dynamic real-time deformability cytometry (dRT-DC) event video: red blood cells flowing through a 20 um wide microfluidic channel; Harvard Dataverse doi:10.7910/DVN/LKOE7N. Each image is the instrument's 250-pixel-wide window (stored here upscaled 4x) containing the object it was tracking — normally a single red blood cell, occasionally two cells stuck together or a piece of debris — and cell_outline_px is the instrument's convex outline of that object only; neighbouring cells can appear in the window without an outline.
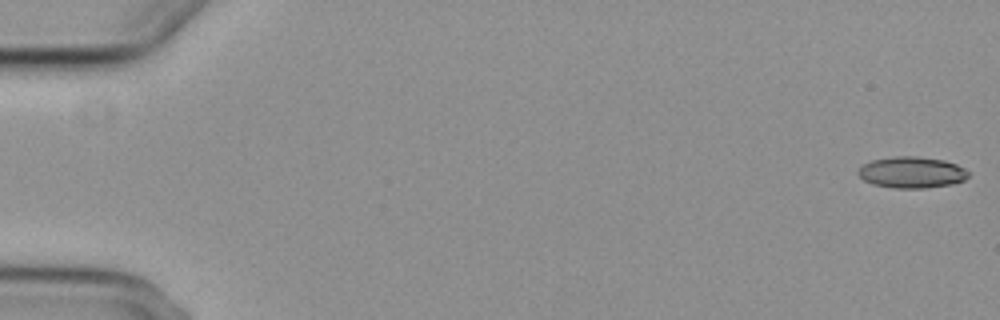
{"species": "common noctule bat (a hibernating species)", "species_latin": "Nyctalus noctula", "temperature_condition": "cold", "stored_images_in_passage": 9, "camera_frame_rate_fps": 3000, "um_per_image_px": 0.085, "animal": {"sex": "female", "body_mass_g": 29.2, "forearm_length_mm": 56.3}, "frame": {"image": 1, "passage_image": 1, "time_ms": 0.0, "image_size_px": [1000, 320], "cell_outline_px": [[968, 176], [964, 180], [952, 184], [924, 188], [892, 188], [872, 184], [864, 180], [856, 172], [864, 164], [872, 160], [896, 156], [916, 156], [944, 160], [956, 164], [964, 168], [968, 172]], "centroid_in_image_um": [77.49, 14.65], "position_along_channel_um": 7.5, "area_um2": 20.06}}
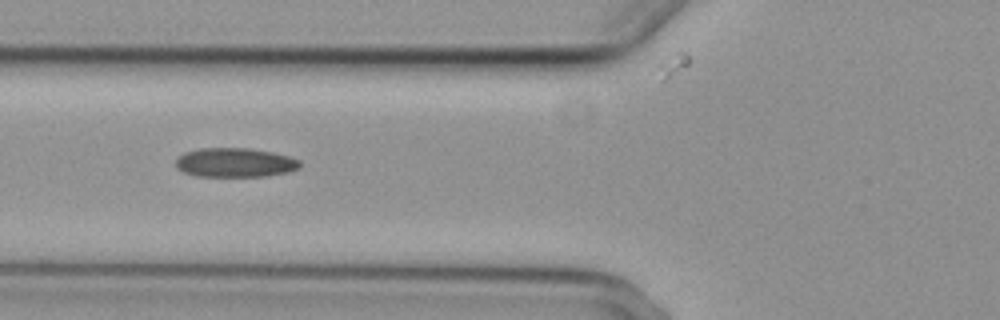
{"frame": {"image": 2, "passage_image": 7, "time_ms": 7.0, "image_size_px": [1000, 320], "cell_outline_px": [[300, 168], [288, 172], [268, 176], [196, 176], [184, 172], [176, 168], [176, 160], [184, 152], [200, 148], [248, 148], [272, 152], [288, 156], [300, 160]], "centroid_in_image_um": [19.98, 13.82], "position_along_channel_um": 105.8, "area_um2": 21.15}}
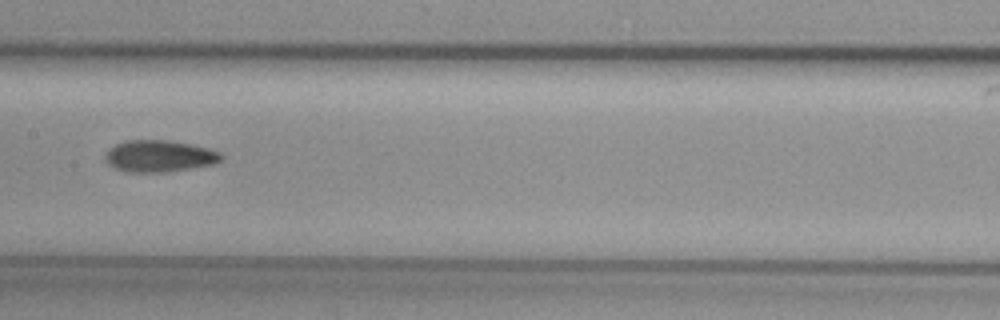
{"frame": {"image": 3, "passage_image": 9, "time_ms": 9.333, "image_size_px": [1000, 320], "cell_outline_px": [[224, 156], [216, 164], [164, 172], [128, 172], [116, 168], [108, 164], [104, 160], [104, 156], [116, 144], [124, 140], [164, 140], [188, 144], [208, 148], [220, 152]], "centroid_in_image_um": [13.55, 13.27], "position_along_channel_um": 193.9, "area_um2": 21.27}}